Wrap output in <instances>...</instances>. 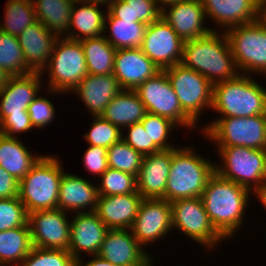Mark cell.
I'll use <instances>...</instances> for the list:
<instances>
[{"label": "cell", "instance_id": "obj_1", "mask_svg": "<svg viewBox=\"0 0 266 266\" xmlns=\"http://www.w3.org/2000/svg\"><path fill=\"white\" fill-rule=\"evenodd\" d=\"M250 195L249 189L216 172L209 178L200 198L212 225L226 240L234 237L244 225Z\"/></svg>", "mask_w": 266, "mask_h": 266}, {"label": "cell", "instance_id": "obj_2", "mask_svg": "<svg viewBox=\"0 0 266 266\" xmlns=\"http://www.w3.org/2000/svg\"><path fill=\"white\" fill-rule=\"evenodd\" d=\"M181 63L202 74L213 85L240 74L225 32L220 33L217 29L184 41Z\"/></svg>", "mask_w": 266, "mask_h": 266}, {"label": "cell", "instance_id": "obj_3", "mask_svg": "<svg viewBox=\"0 0 266 266\" xmlns=\"http://www.w3.org/2000/svg\"><path fill=\"white\" fill-rule=\"evenodd\" d=\"M180 147V148H179ZM172 148L170 173L165 188V200L201 197L209 178L215 173V164L194 147Z\"/></svg>", "mask_w": 266, "mask_h": 266}, {"label": "cell", "instance_id": "obj_4", "mask_svg": "<svg viewBox=\"0 0 266 266\" xmlns=\"http://www.w3.org/2000/svg\"><path fill=\"white\" fill-rule=\"evenodd\" d=\"M250 75L237 77L213 85L212 111L225 117L266 115V88Z\"/></svg>", "mask_w": 266, "mask_h": 266}, {"label": "cell", "instance_id": "obj_5", "mask_svg": "<svg viewBox=\"0 0 266 266\" xmlns=\"http://www.w3.org/2000/svg\"><path fill=\"white\" fill-rule=\"evenodd\" d=\"M61 163L57 156L44 154L19 181L18 197L28 213L57 208L60 180L65 172Z\"/></svg>", "mask_w": 266, "mask_h": 266}, {"label": "cell", "instance_id": "obj_6", "mask_svg": "<svg viewBox=\"0 0 266 266\" xmlns=\"http://www.w3.org/2000/svg\"><path fill=\"white\" fill-rule=\"evenodd\" d=\"M45 72L48 73L47 79H49L48 87H46L48 94H70L88 74L80 41L58 37L48 64L42 70L41 75Z\"/></svg>", "mask_w": 266, "mask_h": 266}, {"label": "cell", "instance_id": "obj_7", "mask_svg": "<svg viewBox=\"0 0 266 266\" xmlns=\"http://www.w3.org/2000/svg\"><path fill=\"white\" fill-rule=\"evenodd\" d=\"M204 138L217 147L244 146L266 150V115L225 117L201 126Z\"/></svg>", "mask_w": 266, "mask_h": 266}, {"label": "cell", "instance_id": "obj_8", "mask_svg": "<svg viewBox=\"0 0 266 266\" xmlns=\"http://www.w3.org/2000/svg\"><path fill=\"white\" fill-rule=\"evenodd\" d=\"M225 34L240 74L266 76V26L257 19Z\"/></svg>", "mask_w": 266, "mask_h": 266}, {"label": "cell", "instance_id": "obj_9", "mask_svg": "<svg viewBox=\"0 0 266 266\" xmlns=\"http://www.w3.org/2000/svg\"><path fill=\"white\" fill-rule=\"evenodd\" d=\"M220 161L215 172L251 192L266 179V150L250 147H217ZM222 158V159H221Z\"/></svg>", "mask_w": 266, "mask_h": 266}, {"label": "cell", "instance_id": "obj_10", "mask_svg": "<svg viewBox=\"0 0 266 266\" xmlns=\"http://www.w3.org/2000/svg\"><path fill=\"white\" fill-rule=\"evenodd\" d=\"M182 110L197 124L202 111L212 107L213 84L182 63L164 70Z\"/></svg>", "mask_w": 266, "mask_h": 266}, {"label": "cell", "instance_id": "obj_11", "mask_svg": "<svg viewBox=\"0 0 266 266\" xmlns=\"http://www.w3.org/2000/svg\"><path fill=\"white\" fill-rule=\"evenodd\" d=\"M170 205L173 230H180L207 251H212L225 240L212 225L200 197L174 200Z\"/></svg>", "mask_w": 266, "mask_h": 266}, {"label": "cell", "instance_id": "obj_12", "mask_svg": "<svg viewBox=\"0 0 266 266\" xmlns=\"http://www.w3.org/2000/svg\"><path fill=\"white\" fill-rule=\"evenodd\" d=\"M135 92L144 104L146 112L165 117L178 127L196 129L197 124L182 110L164 70L148 78L135 89Z\"/></svg>", "mask_w": 266, "mask_h": 266}, {"label": "cell", "instance_id": "obj_13", "mask_svg": "<svg viewBox=\"0 0 266 266\" xmlns=\"http://www.w3.org/2000/svg\"><path fill=\"white\" fill-rule=\"evenodd\" d=\"M130 230L143 248L165 238L173 230L170 202L143 198Z\"/></svg>", "mask_w": 266, "mask_h": 266}, {"label": "cell", "instance_id": "obj_14", "mask_svg": "<svg viewBox=\"0 0 266 266\" xmlns=\"http://www.w3.org/2000/svg\"><path fill=\"white\" fill-rule=\"evenodd\" d=\"M183 45L184 41L164 19L160 18L147 26L140 48L160 70H165L181 63Z\"/></svg>", "mask_w": 266, "mask_h": 266}, {"label": "cell", "instance_id": "obj_15", "mask_svg": "<svg viewBox=\"0 0 266 266\" xmlns=\"http://www.w3.org/2000/svg\"><path fill=\"white\" fill-rule=\"evenodd\" d=\"M68 212L50 209L29 213L28 224L33 247L68 250L70 221ZM67 215V217H66Z\"/></svg>", "mask_w": 266, "mask_h": 266}, {"label": "cell", "instance_id": "obj_16", "mask_svg": "<svg viewBox=\"0 0 266 266\" xmlns=\"http://www.w3.org/2000/svg\"><path fill=\"white\" fill-rule=\"evenodd\" d=\"M98 256L117 266H154L130 229H108Z\"/></svg>", "mask_w": 266, "mask_h": 266}, {"label": "cell", "instance_id": "obj_17", "mask_svg": "<svg viewBox=\"0 0 266 266\" xmlns=\"http://www.w3.org/2000/svg\"><path fill=\"white\" fill-rule=\"evenodd\" d=\"M161 18L172 27L183 41L202 37L215 30L209 26H204L205 19H208L202 0H182L168 4L162 8Z\"/></svg>", "mask_w": 266, "mask_h": 266}, {"label": "cell", "instance_id": "obj_18", "mask_svg": "<svg viewBox=\"0 0 266 266\" xmlns=\"http://www.w3.org/2000/svg\"><path fill=\"white\" fill-rule=\"evenodd\" d=\"M41 73L9 76L0 88V122L8 115L28 114L29 104L42 90ZM42 80V81H41Z\"/></svg>", "mask_w": 266, "mask_h": 266}, {"label": "cell", "instance_id": "obj_19", "mask_svg": "<svg viewBox=\"0 0 266 266\" xmlns=\"http://www.w3.org/2000/svg\"><path fill=\"white\" fill-rule=\"evenodd\" d=\"M70 220V244L68 251L78 262L83 253L98 255L104 241L107 226L95 212L74 213Z\"/></svg>", "mask_w": 266, "mask_h": 266}, {"label": "cell", "instance_id": "obj_20", "mask_svg": "<svg viewBox=\"0 0 266 266\" xmlns=\"http://www.w3.org/2000/svg\"><path fill=\"white\" fill-rule=\"evenodd\" d=\"M160 71L141 48L116 50L113 74L122 89L135 90Z\"/></svg>", "mask_w": 266, "mask_h": 266}, {"label": "cell", "instance_id": "obj_21", "mask_svg": "<svg viewBox=\"0 0 266 266\" xmlns=\"http://www.w3.org/2000/svg\"><path fill=\"white\" fill-rule=\"evenodd\" d=\"M171 158L172 148L143 157L139 174L136 177L137 192L143 198L165 199Z\"/></svg>", "mask_w": 266, "mask_h": 266}, {"label": "cell", "instance_id": "obj_22", "mask_svg": "<svg viewBox=\"0 0 266 266\" xmlns=\"http://www.w3.org/2000/svg\"><path fill=\"white\" fill-rule=\"evenodd\" d=\"M98 198L97 185L65 170L60 180L59 210L70 213L95 212Z\"/></svg>", "mask_w": 266, "mask_h": 266}, {"label": "cell", "instance_id": "obj_23", "mask_svg": "<svg viewBox=\"0 0 266 266\" xmlns=\"http://www.w3.org/2000/svg\"><path fill=\"white\" fill-rule=\"evenodd\" d=\"M206 18L228 29L258 19L259 0H202Z\"/></svg>", "mask_w": 266, "mask_h": 266}, {"label": "cell", "instance_id": "obj_24", "mask_svg": "<svg viewBox=\"0 0 266 266\" xmlns=\"http://www.w3.org/2000/svg\"><path fill=\"white\" fill-rule=\"evenodd\" d=\"M122 90L114 74L88 73L72 90L83 101L90 116H101L109 102Z\"/></svg>", "mask_w": 266, "mask_h": 266}, {"label": "cell", "instance_id": "obj_25", "mask_svg": "<svg viewBox=\"0 0 266 266\" xmlns=\"http://www.w3.org/2000/svg\"><path fill=\"white\" fill-rule=\"evenodd\" d=\"M143 197L129 194L99 196L95 213L108 229H130Z\"/></svg>", "mask_w": 266, "mask_h": 266}, {"label": "cell", "instance_id": "obj_26", "mask_svg": "<svg viewBox=\"0 0 266 266\" xmlns=\"http://www.w3.org/2000/svg\"><path fill=\"white\" fill-rule=\"evenodd\" d=\"M57 36L38 20L17 37L25 63L32 72L41 73L52 55Z\"/></svg>", "mask_w": 266, "mask_h": 266}, {"label": "cell", "instance_id": "obj_27", "mask_svg": "<svg viewBox=\"0 0 266 266\" xmlns=\"http://www.w3.org/2000/svg\"><path fill=\"white\" fill-rule=\"evenodd\" d=\"M99 6L101 5L75 1L66 37L80 41L104 35V21L107 11H101Z\"/></svg>", "mask_w": 266, "mask_h": 266}, {"label": "cell", "instance_id": "obj_28", "mask_svg": "<svg viewBox=\"0 0 266 266\" xmlns=\"http://www.w3.org/2000/svg\"><path fill=\"white\" fill-rule=\"evenodd\" d=\"M41 157L31 154L19 138L0 133V166L18 181L31 171Z\"/></svg>", "mask_w": 266, "mask_h": 266}, {"label": "cell", "instance_id": "obj_29", "mask_svg": "<svg viewBox=\"0 0 266 266\" xmlns=\"http://www.w3.org/2000/svg\"><path fill=\"white\" fill-rule=\"evenodd\" d=\"M145 114V106L135 90L122 89L109 102L101 116L124 130L125 127L140 122Z\"/></svg>", "mask_w": 266, "mask_h": 266}, {"label": "cell", "instance_id": "obj_30", "mask_svg": "<svg viewBox=\"0 0 266 266\" xmlns=\"http://www.w3.org/2000/svg\"><path fill=\"white\" fill-rule=\"evenodd\" d=\"M147 26L143 22L115 18L107 10L104 21V37L116 50L140 48ZM107 32L108 36L105 35Z\"/></svg>", "mask_w": 266, "mask_h": 266}, {"label": "cell", "instance_id": "obj_31", "mask_svg": "<svg viewBox=\"0 0 266 266\" xmlns=\"http://www.w3.org/2000/svg\"><path fill=\"white\" fill-rule=\"evenodd\" d=\"M36 18L57 37H66L74 0H32ZM65 34V36L63 35Z\"/></svg>", "mask_w": 266, "mask_h": 266}, {"label": "cell", "instance_id": "obj_32", "mask_svg": "<svg viewBox=\"0 0 266 266\" xmlns=\"http://www.w3.org/2000/svg\"><path fill=\"white\" fill-rule=\"evenodd\" d=\"M29 226L0 232V266H19L32 249Z\"/></svg>", "mask_w": 266, "mask_h": 266}, {"label": "cell", "instance_id": "obj_33", "mask_svg": "<svg viewBox=\"0 0 266 266\" xmlns=\"http://www.w3.org/2000/svg\"><path fill=\"white\" fill-rule=\"evenodd\" d=\"M84 50L87 71L94 75L113 74L116 49L104 35L80 40Z\"/></svg>", "mask_w": 266, "mask_h": 266}, {"label": "cell", "instance_id": "obj_34", "mask_svg": "<svg viewBox=\"0 0 266 266\" xmlns=\"http://www.w3.org/2000/svg\"><path fill=\"white\" fill-rule=\"evenodd\" d=\"M106 10L115 18L147 25L160 19L162 12L155 0H112Z\"/></svg>", "mask_w": 266, "mask_h": 266}, {"label": "cell", "instance_id": "obj_35", "mask_svg": "<svg viewBox=\"0 0 266 266\" xmlns=\"http://www.w3.org/2000/svg\"><path fill=\"white\" fill-rule=\"evenodd\" d=\"M5 5V20L0 22L1 31L18 37L29 25L37 21L31 0H8Z\"/></svg>", "mask_w": 266, "mask_h": 266}, {"label": "cell", "instance_id": "obj_36", "mask_svg": "<svg viewBox=\"0 0 266 266\" xmlns=\"http://www.w3.org/2000/svg\"><path fill=\"white\" fill-rule=\"evenodd\" d=\"M140 122L149 135V154L176 148V145L173 146L168 142V139L171 138L169 134L178 127L174 122L150 112H146L144 118Z\"/></svg>", "mask_w": 266, "mask_h": 266}, {"label": "cell", "instance_id": "obj_37", "mask_svg": "<svg viewBox=\"0 0 266 266\" xmlns=\"http://www.w3.org/2000/svg\"><path fill=\"white\" fill-rule=\"evenodd\" d=\"M0 67L9 76L28 75L32 71L27 67L23 50L17 37L0 30Z\"/></svg>", "mask_w": 266, "mask_h": 266}, {"label": "cell", "instance_id": "obj_38", "mask_svg": "<svg viewBox=\"0 0 266 266\" xmlns=\"http://www.w3.org/2000/svg\"><path fill=\"white\" fill-rule=\"evenodd\" d=\"M143 155L135 151L124 140H120L107 149L108 167L134 176H138Z\"/></svg>", "mask_w": 266, "mask_h": 266}, {"label": "cell", "instance_id": "obj_39", "mask_svg": "<svg viewBox=\"0 0 266 266\" xmlns=\"http://www.w3.org/2000/svg\"><path fill=\"white\" fill-rule=\"evenodd\" d=\"M99 180V184L97 183L99 196L129 194L137 191L136 176L119 170L108 168Z\"/></svg>", "mask_w": 266, "mask_h": 266}, {"label": "cell", "instance_id": "obj_40", "mask_svg": "<svg viewBox=\"0 0 266 266\" xmlns=\"http://www.w3.org/2000/svg\"><path fill=\"white\" fill-rule=\"evenodd\" d=\"M91 128L86 132L85 137L88 145L110 148L113 144L122 139V130L105 120L102 116H92Z\"/></svg>", "mask_w": 266, "mask_h": 266}, {"label": "cell", "instance_id": "obj_41", "mask_svg": "<svg viewBox=\"0 0 266 266\" xmlns=\"http://www.w3.org/2000/svg\"><path fill=\"white\" fill-rule=\"evenodd\" d=\"M19 266H77L68 250L32 247Z\"/></svg>", "mask_w": 266, "mask_h": 266}, {"label": "cell", "instance_id": "obj_42", "mask_svg": "<svg viewBox=\"0 0 266 266\" xmlns=\"http://www.w3.org/2000/svg\"><path fill=\"white\" fill-rule=\"evenodd\" d=\"M29 213L19 197L0 199V232L29 226Z\"/></svg>", "mask_w": 266, "mask_h": 266}, {"label": "cell", "instance_id": "obj_43", "mask_svg": "<svg viewBox=\"0 0 266 266\" xmlns=\"http://www.w3.org/2000/svg\"><path fill=\"white\" fill-rule=\"evenodd\" d=\"M55 110L52 101L48 100L45 96L38 95L27 108L33 128L42 129L44 127L45 129L56 118L54 117Z\"/></svg>", "mask_w": 266, "mask_h": 266}, {"label": "cell", "instance_id": "obj_44", "mask_svg": "<svg viewBox=\"0 0 266 266\" xmlns=\"http://www.w3.org/2000/svg\"><path fill=\"white\" fill-rule=\"evenodd\" d=\"M82 158L84 167L92 175L100 177L109 168L107 148L89 145Z\"/></svg>", "mask_w": 266, "mask_h": 266}, {"label": "cell", "instance_id": "obj_45", "mask_svg": "<svg viewBox=\"0 0 266 266\" xmlns=\"http://www.w3.org/2000/svg\"><path fill=\"white\" fill-rule=\"evenodd\" d=\"M124 129L127 130L122 131H127V134L124 135V132H122V140L143 156L149 155V135L144 130L142 123L137 122Z\"/></svg>", "mask_w": 266, "mask_h": 266}, {"label": "cell", "instance_id": "obj_46", "mask_svg": "<svg viewBox=\"0 0 266 266\" xmlns=\"http://www.w3.org/2000/svg\"><path fill=\"white\" fill-rule=\"evenodd\" d=\"M34 129L29 114L8 115L0 122V133L8 137Z\"/></svg>", "mask_w": 266, "mask_h": 266}, {"label": "cell", "instance_id": "obj_47", "mask_svg": "<svg viewBox=\"0 0 266 266\" xmlns=\"http://www.w3.org/2000/svg\"><path fill=\"white\" fill-rule=\"evenodd\" d=\"M19 195V181L0 166V199Z\"/></svg>", "mask_w": 266, "mask_h": 266}, {"label": "cell", "instance_id": "obj_48", "mask_svg": "<svg viewBox=\"0 0 266 266\" xmlns=\"http://www.w3.org/2000/svg\"><path fill=\"white\" fill-rule=\"evenodd\" d=\"M87 263H84V259L82 258L77 262V266H117L110 261L104 260L100 258L98 255H93L91 260H86Z\"/></svg>", "mask_w": 266, "mask_h": 266}, {"label": "cell", "instance_id": "obj_49", "mask_svg": "<svg viewBox=\"0 0 266 266\" xmlns=\"http://www.w3.org/2000/svg\"><path fill=\"white\" fill-rule=\"evenodd\" d=\"M251 194L256 196L257 200L260 201V203L264 206V209H266V179L257 186Z\"/></svg>", "mask_w": 266, "mask_h": 266}, {"label": "cell", "instance_id": "obj_50", "mask_svg": "<svg viewBox=\"0 0 266 266\" xmlns=\"http://www.w3.org/2000/svg\"><path fill=\"white\" fill-rule=\"evenodd\" d=\"M258 20L266 26V0H259Z\"/></svg>", "mask_w": 266, "mask_h": 266}, {"label": "cell", "instance_id": "obj_51", "mask_svg": "<svg viewBox=\"0 0 266 266\" xmlns=\"http://www.w3.org/2000/svg\"><path fill=\"white\" fill-rule=\"evenodd\" d=\"M83 2L98 4V5H105V8L109 7V4L112 0H82ZM107 5V6H106Z\"/></svg>", "mask_w": 266, "mask_h": 266}, {"label": "cell", "instance_id": "obj_52", "mask_svg": "<svg viewBox=\"0 0 266 266\" xmlns=\"http://www.w3.org/2000/svg\"><path fill=\"white\" fill-rule=\"evenodd\" d=\"M8 78L9 75L7 74V72H5V70L0 67V88L6 83Z\"/></svg>", "mask_w": 266, "mask_h": 266}, {"label": "cell", "instance_id": "obj_53", "mask_svg": "<svg viewBox=\"0 0 266 266\" xmlns=\"http://www.w3.org/2000/svg\"><path fill=\"white\" fill-rule=\"evenodd\" d=\"M157 2V4L163 8L164 6L171 4V3H175L178 1H182V0H155Z\"/></svg>", "mask_w": 266, "mask_h": 266}]
</instances>
